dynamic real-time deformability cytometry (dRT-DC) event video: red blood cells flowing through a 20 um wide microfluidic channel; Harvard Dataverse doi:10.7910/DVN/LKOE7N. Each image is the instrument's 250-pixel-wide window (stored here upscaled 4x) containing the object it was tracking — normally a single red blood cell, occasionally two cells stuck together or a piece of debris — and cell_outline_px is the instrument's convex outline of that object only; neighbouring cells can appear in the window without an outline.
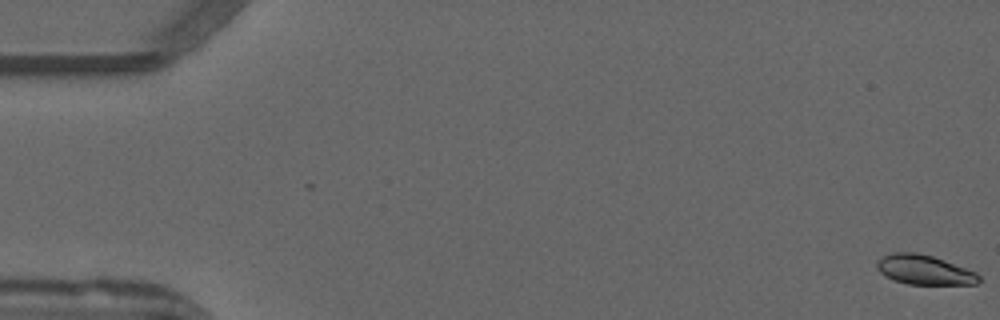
{"species": "common noctule bat (a hibernating species)", "species_latin": "Nyctalus noctula", "temperature_condition": "warm", "stored_images_in_passage": 53, "camera_frame_rate_fps": 3000, "um_per_image_px": 0.085, "animal": {"sex": "male", "forearm_length_mm": 52.5}, "frame": {"image": 1, "passage_image": 1, "time_ms": 0.0, "image_size_px": [1000, 320], "cell_outline_px": [[980, 280], [976, 284], [908, 284], [884, 276], [876, 268], [876, 260], [892, 252], [916, 252], [932, 256], [944, 260], [976, 272], [980, 276]], "centroid_in_image_um": [78.54, 22.93], "position_along_channel_um": 6.5, "area_um2": 17.51}}
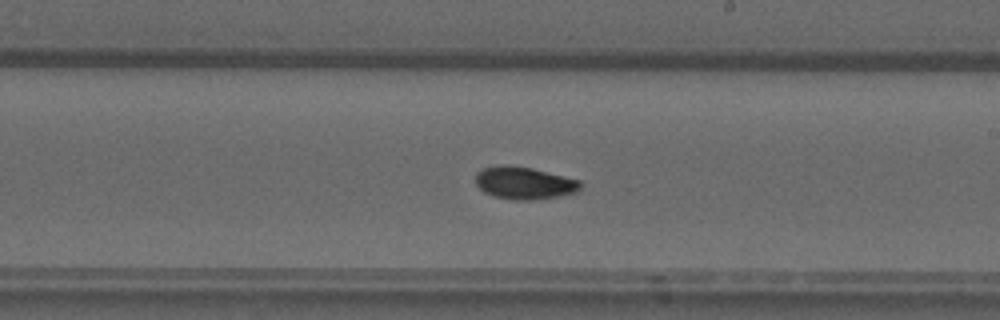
{"frame": {"image": 2, "passage_image": 31, "time_ms": 10.0, "image_size_px": [1000, 320], "cell_outline_px": [[584, 184], [576, 192], [560, 196], [528, 200], [516, 200], [496, 196], [484, 192], [476, 184], [476, 172], [484, 168], [504, 164], [532, 168], [580, 180]], "centroid_in_image_um": [44.58, 15.55], "position_along_channel_um": 244.4, "area_um2": 19.71}}
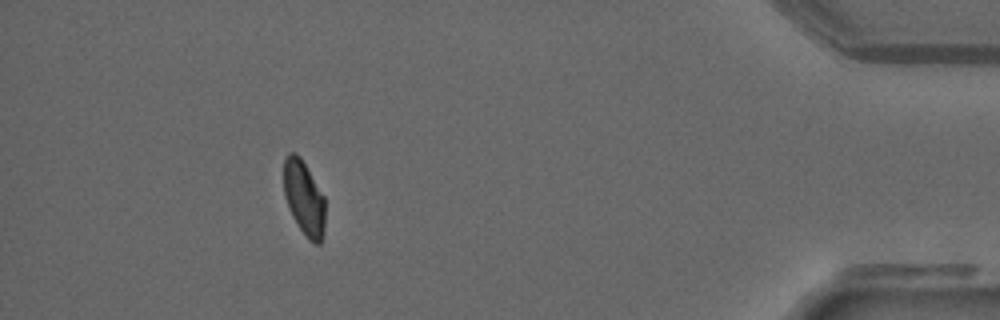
{"frame": {"image": 3, "passage_image": 48, "time_ms": 15.667, "image_size_px": [1000, 320], "cell_outline_px": [[324, 232], [320, 244], [316, 244], [308, 240], [292, 216], [284, 196], [284, 160], [288, 152], [296, 152], [300, 156], [324, 196]], "centroid_in_image_um": [25.83, 16.83], "position_along_channel_um": 409.4, "area_um2": 17.92}, "authors_computed_cell_mechanics": {"area_um2": 18.7272, "velocity_mm_per_s": 3.9441, "shape_relaxation_time_tau1_ms": 8.64, "shape_relaxation_time_tau2_ms": null, "deformation_change_tau1": 0.2104, "deformation_change_tau2": null}}